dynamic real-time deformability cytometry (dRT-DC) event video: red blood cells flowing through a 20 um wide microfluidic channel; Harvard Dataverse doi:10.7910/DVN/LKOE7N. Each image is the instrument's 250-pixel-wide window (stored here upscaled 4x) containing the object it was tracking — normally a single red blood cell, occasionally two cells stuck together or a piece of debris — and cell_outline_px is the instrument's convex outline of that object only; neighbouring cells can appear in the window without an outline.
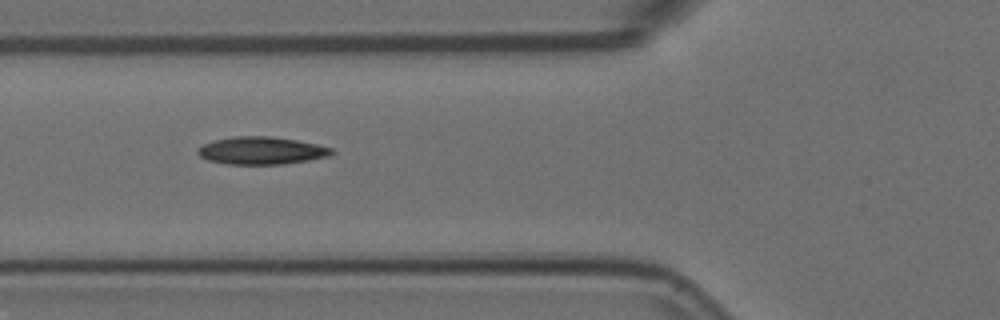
{"species": "Egyptian fruit bat (a non-hibernating species)", "species_latin": "Rousettus aegyptiacus", "temperature_condition": "room temperature", "stored_images_in_passage": 9, "camera_frame_rate_fps": 3000, "um_per_image_px": 0.085, "animal": {"sex": "female"}, "frame": {"image": 1, "passage_image": 4, "time_ms": 1.0, "image_size_px": [1000, 320], "cell_outline_px": [[336, 152], [328, 156], [308, 160], [280, 164], [228, 164], [208, 160], [200, 156], [196, 152], [196, 148], [204, 144], [216, 140], [232, 136], [268, 136], [296, 140], [316, 144], [332, 148]], "centroid_in_image_um": [22.2, 12.8], "position_along_channel_um": 103.6, "area_um2": 21.39}}
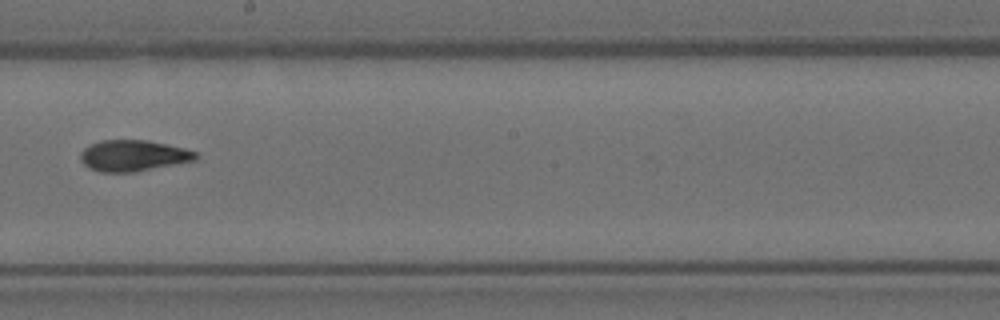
{"frame": {"image": 2, "passage_image": 7, "time_ms": 2.0, "image_size_px": [1000, 320], "cell_outline_px": [[200, 156], [196, 160], [136, 172], [100, 172], [88, 168], [80, 160], [80, 152], [88, 144], [100, 140], [148, 140], [184, 148], [200, 152]], "centroid_in_image_um": [11.33, 13.23], "position_along_channel_um": 236.9, "area_um2": 21.27}}
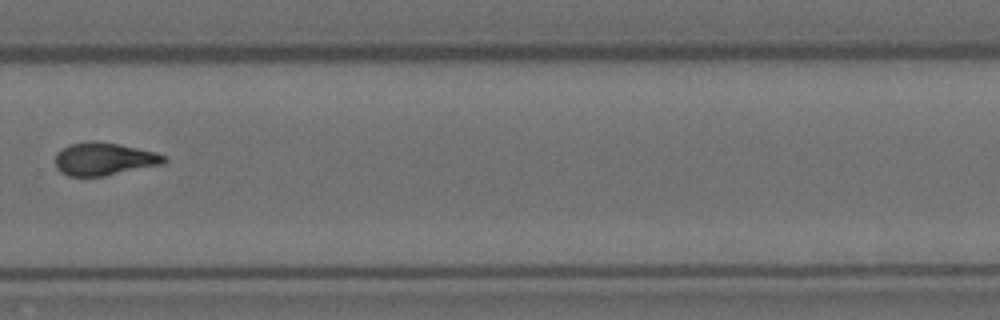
{"frame": {"image": 3, "passage_image": 9, "time_ms": 2.667, "image_size_px": [1000, 320], "cell_outline_px": [[168, 160], [164, 164], [104, 176], [68, 176], [60, 172], [56, 168], [56, 152], [72, 144], [88, 140], [100, 140], [120, 144], [156, 152], [164, 156]], "centroid_in_image_um": [8.85, 13.5], "position_along_channel_um": 320.9, "area_um2": 20.98}}